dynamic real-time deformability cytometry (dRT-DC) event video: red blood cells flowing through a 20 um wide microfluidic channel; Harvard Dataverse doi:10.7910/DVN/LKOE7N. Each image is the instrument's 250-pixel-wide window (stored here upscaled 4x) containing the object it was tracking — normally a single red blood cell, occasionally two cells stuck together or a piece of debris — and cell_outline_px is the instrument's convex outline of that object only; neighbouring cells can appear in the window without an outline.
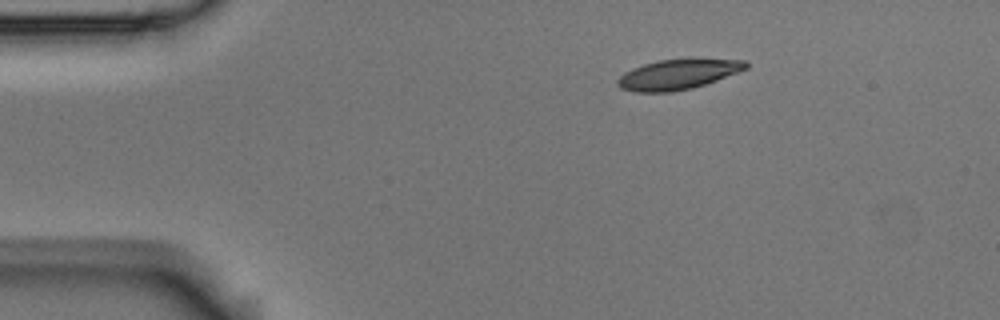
{"species": "Egyptian fruit bat (a non-hibernating species)", "species_latin": "Rousettus aegyptiacus", "temperature_condition": "room temperature", "stored_images_in_passage": 48, "camera_frame_rate_fps": 3000, "um_per_image_px": 0.085, "animal": {"sex": "male"}, "frame": {"image": 1, "passage_image": 1, "time_ms": 0.0, "image_size_px": [1000, 320], "cell_outline_px": [[748, 68], [716, 80], [692, 88], [672, 92], [636, 92], [620, 88], [616, 84], [616, 80], [624, 72], [632, 68], [644, 64], [660, 60], [744, 60], [748, 64]], "centroid_in_image_um": [57.55, 6.35], "position_along_channel_um": 27.5, "area_um2": 21.96}}
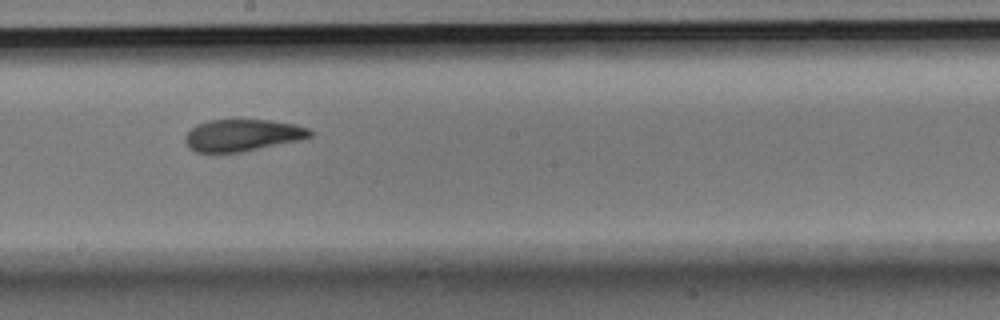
{"frame": {"image": 2, "passage_image": 23, "time_ms": 7.333, "image_size_px": [1000, 320], "cell_outline_px": [[312, 136], [300, 140], [240, 152], [196, 152], [184, 140], [184, 136], [196, 124], [208, 120], [272, 120], [296, 124], [308, 128], [312, 132]], "centroid_in_image_um": [20.63, 11.48], "position_along_channel_um": 227.6, "area_um2": 23.06}}
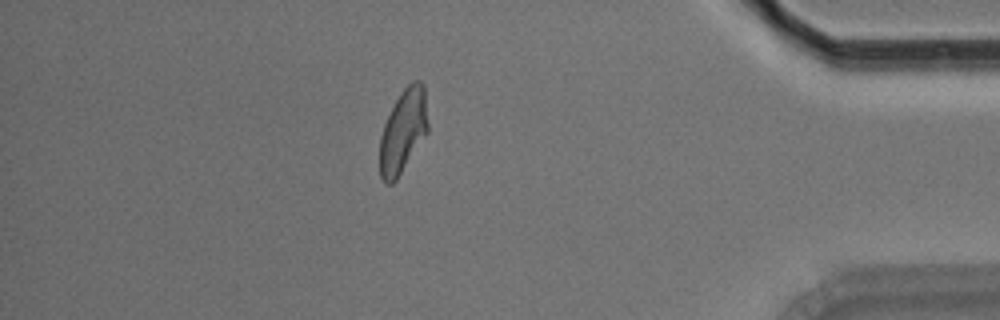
{"frame": {"image": 3, "passage_image": 41, "time_ms": 13.333, "image_size_px": [1000, 320], "cell_outline_px": [[428, 132], [396, 180], [392, 184], [388, 184], [380, 176], [380, 136], [384, 124], [400, 92], [412, 80], [420, 80], [424, 84], [428, 124]], "centroid_in_image_um": [34.28, 11.12], "position_along_channel_um": 400.9, "area_um2": 23.35}, "authors_computed_cell_mechanics": {"area_um2": 23.7847, "velocity_mm_per_s": 3.5447, "shape_relaxation_time_tau1_ms": 4.7922, "shape_relaxation_time_tau2_ms": 2.8855, "deformation_change_tau1": 0.1664, "deformation_change_tau2": 0.1}}